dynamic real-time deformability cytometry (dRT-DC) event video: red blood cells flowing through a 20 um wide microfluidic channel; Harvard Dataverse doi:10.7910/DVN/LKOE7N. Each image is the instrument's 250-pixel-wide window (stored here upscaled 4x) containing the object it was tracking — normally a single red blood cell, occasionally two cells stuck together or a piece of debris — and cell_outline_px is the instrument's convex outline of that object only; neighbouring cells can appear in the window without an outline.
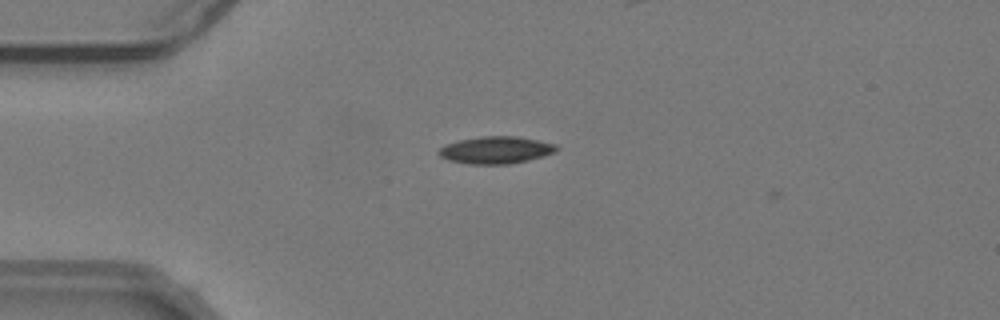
{"species": "common noctule bat (a hibernating species)", "species_latin": "Nyctalus noctula", "temperature_condition": "warm", "stored_images_in_passage": 3, "camera_frame_rate_fps": 3000, "um_per_image_px": 0.085, "animal": {"sex": "male", "body_mass_g": 19.2, "forearm_length_mm": 51.8}, "frame": {"image": 1, "passage_image": 2, "time_ms": 0.333, "image_size_px": [1000, 320], "cell_outline_px": [[560, 148], [556, 152], [528, 160], [508, 164], [472, 164], [448, 160], [440, 156], [436, 152], [440, 148], [448, 144], [460, 140], [480, 136], [520, 136], [556, 144]], "centroid_in_image_um": [42.18, 12.74], "position_along_channel_um": 42.8, "area_um2": 18.67}}